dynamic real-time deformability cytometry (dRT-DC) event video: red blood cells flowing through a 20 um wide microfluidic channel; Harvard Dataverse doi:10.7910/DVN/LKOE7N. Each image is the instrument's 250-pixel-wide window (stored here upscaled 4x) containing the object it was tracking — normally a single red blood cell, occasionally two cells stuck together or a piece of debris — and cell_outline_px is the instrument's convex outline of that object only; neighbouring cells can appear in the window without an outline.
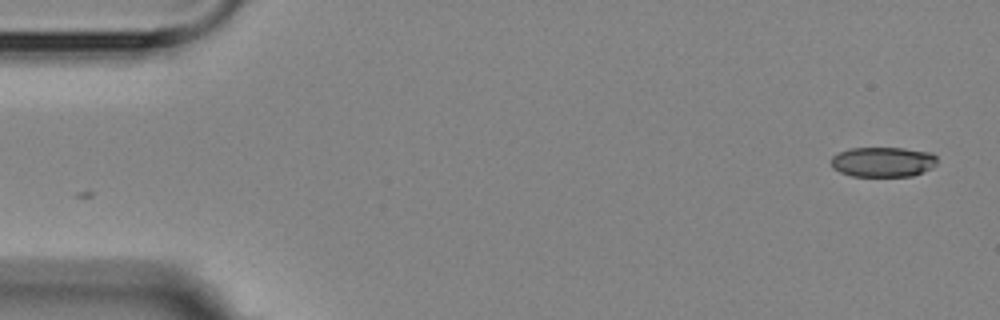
{"species": "Egyptian fruit bat (a non-hibernating species)", "species_latin": "Rousettus aegyptiacus", "temperature_condition": "room temperature", "stored_images_in_passage": 2, "camera_frame_rate_fps": 3000, "um_per_image_px": 0.085, "animal": {"sex": "female"}, "frame": {"image": 1, "passage_image": 2, "time_ms": 1.0, "image_size_px": [1000, 320], "cell_outline_px": [[936, 164], [932, 168], [912, 176], [852, 176], [840, 172], [832, 168], [832, 156], [836, 152], [848, 148], [904, 148], [932, 152], [936, 156]], "centroid_in_image_um": [75.04, 13.75], "position_along_channel_um": 10.0, "area_um2": 18.73}}